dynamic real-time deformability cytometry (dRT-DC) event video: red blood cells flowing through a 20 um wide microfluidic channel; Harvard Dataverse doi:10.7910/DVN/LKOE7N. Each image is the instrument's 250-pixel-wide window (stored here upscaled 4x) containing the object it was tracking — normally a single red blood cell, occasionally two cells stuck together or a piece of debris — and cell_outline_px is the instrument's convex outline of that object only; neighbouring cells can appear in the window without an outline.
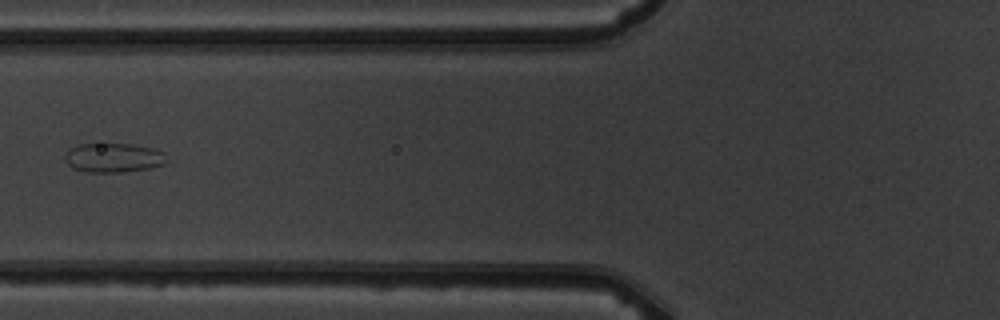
{"species": "common noctule bat (a hibernating species)", "species_latin": "Nyctalus noctula", "temperature_condition": "warm", "stored_images_in_passage": 7, "camera_frame_rate_fps": 3000, "um_per_image_px": 0.085, "animal": {"sex": "male", "body_mass_g": 19.5, "forearm_length_mm": 54.6}, "frame": {"image": 1, "passage_image": 6, "time_ms": 7.0, "image_size_px": [1000, 320], "cell_outline_px": [[172, 160], [164, 164], [148, 168], [120, 172], [84, 172], [72, 168], [64, 160], [64, 156], [68, 148], [76, 144], [132, 144], [152, 148], [164, 152]], "centroid_in_image_um": [9.64, 13.4], "position_along_channel_um": 116.2, "area_um2": 17.69}}
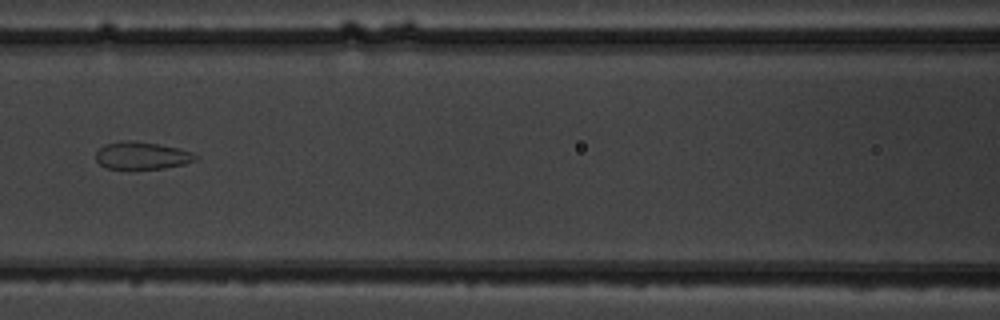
{"frame": {"image": 2, "passage_image": 7, "time_ms": 8.0, "image_size_px": [1000, 320], "cell_outline_px": [[200, 156], [196, 160], [184, 164], [164, 168], [104, 168], [96, 160], [96, 152], [104, 144], [120, 140], [128, 140], [156, 144], [176, 148], [192, 152]], "centroid_in_image_um": [12.04, 13.22], "position_along_channel_um": 154.6, "area_um2": 15.78}}